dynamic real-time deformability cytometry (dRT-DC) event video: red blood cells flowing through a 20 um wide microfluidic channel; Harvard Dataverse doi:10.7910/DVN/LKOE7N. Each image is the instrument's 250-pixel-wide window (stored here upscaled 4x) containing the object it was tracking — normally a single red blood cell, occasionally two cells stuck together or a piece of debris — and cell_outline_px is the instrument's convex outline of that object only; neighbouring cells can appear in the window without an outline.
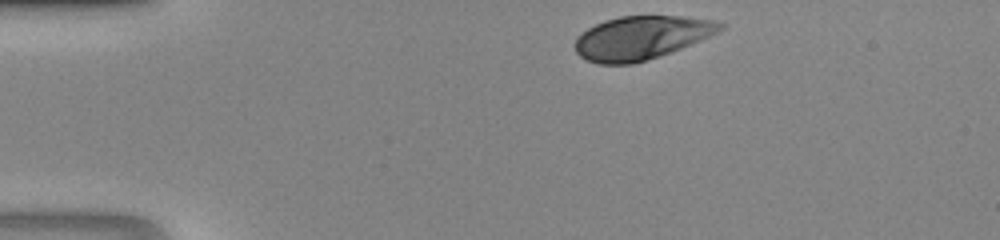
{"species": "human", "species_latin": "Homo sapiens", "temperature_condition": "room temperature", "stored_images_in_passage": 30, "camera_frame_rate_fps": 3000, "um_per_image_px": 0.085, "donor": {"sex": "male"}, "frame": {"image": 1, "passage_image": 1, "time_ms": 0.0, "image_size_px": [1000, 240], "cell_outline_px": [[724, 28], [700, 40], [672, 52], [632, 64], [596, 64], [580, 56], [576, 52], [572, 44], [588, 28], [604, 20], [620, 16], [680, 16], [716, 20], [724, 24]], "centroid_in_image_um": [54.49, 3.21], "position_along_channel_um": 30.5, "area_um2": 36.59}}
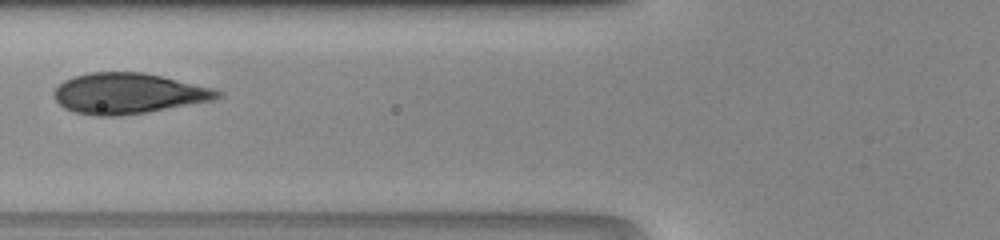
{"frame": {"image": 2, "passage_image": 11, "time_ms": 3.333, "image_size_px": [1000, 240], "cell_outline_px": [[224, 96], [212, 100], [148, 112], [120, 116], [96, 116], [72, 112], [64, 108], [52, 96], [52, 92], [64, 80], [72, 76], [92, 72], [144, 72], [212, 88], [224, 92]], "centroid_in_image_um": [10.87, 7.95], "position_along_channel_um": 114.9, "area_um2": 38.84}}
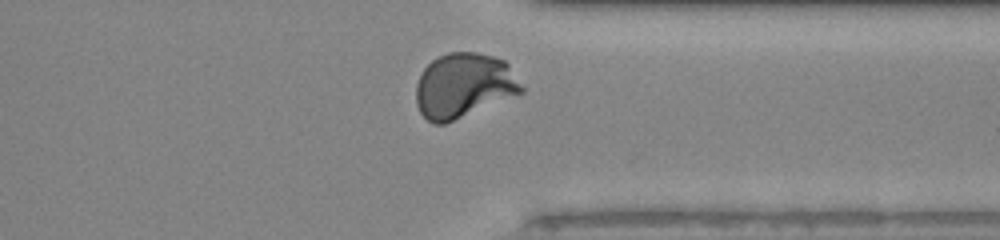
{"frame": {"image": 3, "passage_image": 28, "time_ms": 9.0, "image_size_px": [1000, 240], "cell_outline_px": [[524, 92], [444, 124], [432, 124], [420, 112], [416, 104], [416, 84], [424, 68], [432, 60], [448, 52], [476, 52], [492, 56], [504, 60], [508, 64], [524, 88]], "centroid_in_image_um": [39.41, 7.27], "position_along_channel_um": 372.0, "area_um2": 39.59}}